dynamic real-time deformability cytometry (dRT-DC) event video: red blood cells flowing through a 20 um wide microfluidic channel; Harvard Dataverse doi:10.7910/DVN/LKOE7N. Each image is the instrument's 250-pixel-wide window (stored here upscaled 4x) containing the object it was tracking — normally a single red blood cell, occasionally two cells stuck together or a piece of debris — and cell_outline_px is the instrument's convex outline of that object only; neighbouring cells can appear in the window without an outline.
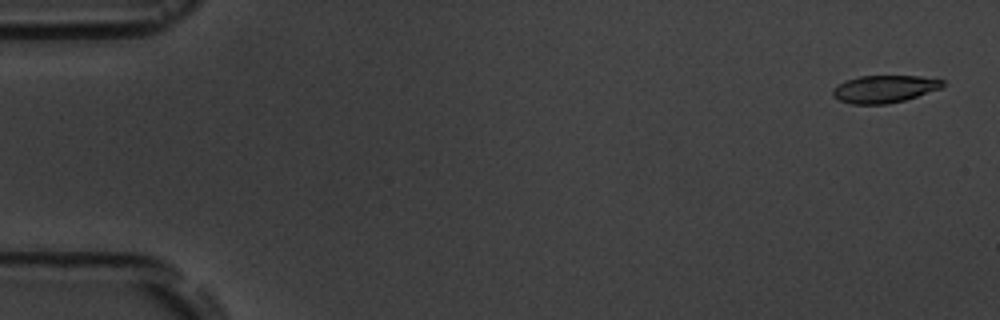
{"species": "common noctule bat (a hibernating species)", "species_latin": "Nyctalus noctula", "temperature_condition": "room temperature", "stored_images_in_passage": 5, "camera_frame_rate_fps": 3000, "um_per_image_px": 0.085, "animal": {"sex": "male", "body_mass_g": 19.5, "forearm_length_mm": 54.6}, "frame": {"image": 1, "passage_image": 1, "time_ms": 0.0, "image_size_px": [1000, 320], "cell_outline_px": [[944, 84], [940, 88], [904, 100], [888, 104], [852, 104], [840, 100], [832, 96], [832, 88], [844, 80], [860, 76], [920, 76], [944, 80]], "centroid_in_image_um": [75.12, 7.56], "position_along_channel_um": 9.9, "area_um2": 17.51}}
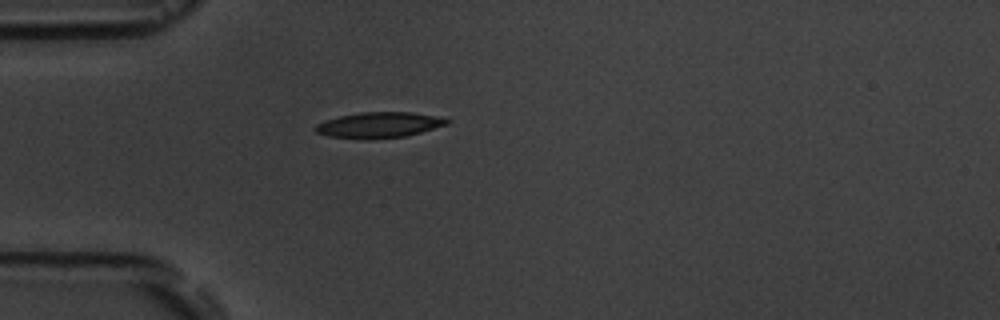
{"frame": {"image": 2, "passage_image": 5, "time_ms": 4.667, "image_size_px": [1000, 320], "cell_outline_px": [[452, 120], [448, 124], [420, 132], [404, 136], [372, 140], [364, 140], [328, 136], [316, 132], [312, 128], [316, 124], [324, 120], [340, 116], [360, 112], [412, 112], [436, 116]], "centroid_in_image_um": [32.17, 10.63], "position_along_channel_um": 52.8, "area_um2": 19.88}}